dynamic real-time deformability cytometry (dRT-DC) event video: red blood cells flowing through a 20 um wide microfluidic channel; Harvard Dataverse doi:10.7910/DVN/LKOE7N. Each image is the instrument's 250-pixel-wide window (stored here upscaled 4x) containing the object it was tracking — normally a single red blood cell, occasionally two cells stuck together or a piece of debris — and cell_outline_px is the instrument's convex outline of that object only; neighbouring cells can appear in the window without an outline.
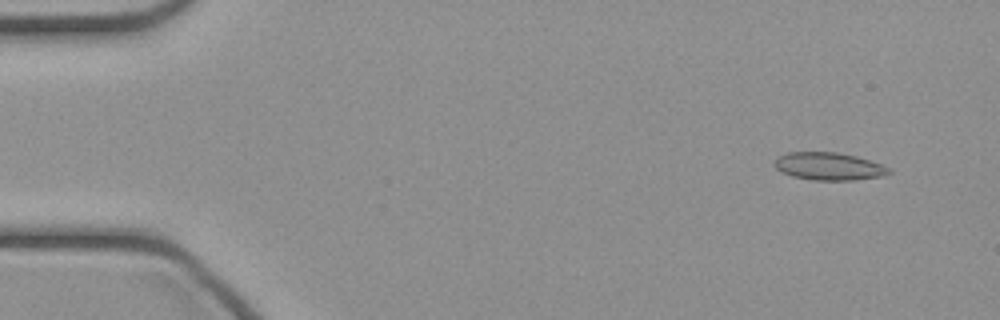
{"species": "common noctule bat (a hibernating species)", "species_latin": "Nyctalus noctula", "temperature_condition": "cold", "stored_images_in_passage": 47, "camera_frame_rate_fps": 3000, "um_per_image_px": 0.085, "animal": {"sex": "female", "body_mass_g": 21.9}, "frame": {"image": 1, "passage_image": 4, "time_ms": 1.0, "image_size_px": [1000, 320], "cell_outline_px": [[892, 172], [884, 176], [856, 180], [812, 180], [792, 176], [780, 172], [772, 164], [776, 156], [788, 152], [836, 152], [856, 156], [880, 164], [888, 168]], "centroid_in_image_um": [70.39, 14.14], "position_along_channel_um": 14.6, "area_um2": 18.61}}
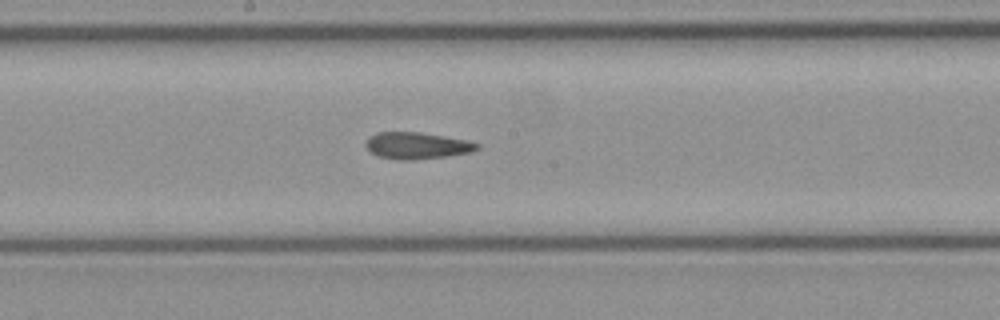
{"frame": {"image": 2, "passage_image": 25, "time_ms": 8.0, "image_size_px": [1000, 320], "cell_outline_px": [[480, 148], [472, 152], [448, 156], [412, 160], [396, 160], [380, 156], [372, 152], [364, 144], [364, 140], [368, 136], [376, 132], [420, 132], [468, 140], [480, 144]], "centroid_in_image_um": [35.44, 12.37], "position_along_channel_um": 212.8, "area_um2": 17.51}}
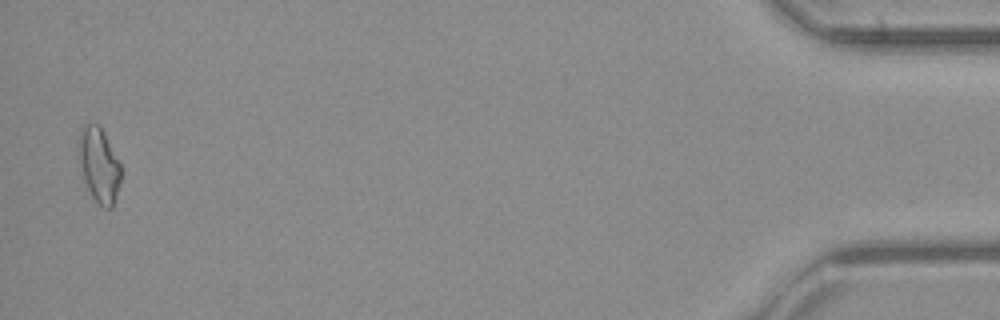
{"frame": {"image": 3, "passage_image": 46, "time_ms": 15.0, "image_size_px": [1000, 320], "cell_outline_px": [[120, 180], [112, 208], [104, 208], [92, 196], [84, 180], [80, 160], [80, 132], [84, 124], [96, 124], [100, 128], [120, 164]], "centroid_in_image_um": [8.42, 14.06], "position_along_channel_um": 426.8, "area_um2": 17.34}}